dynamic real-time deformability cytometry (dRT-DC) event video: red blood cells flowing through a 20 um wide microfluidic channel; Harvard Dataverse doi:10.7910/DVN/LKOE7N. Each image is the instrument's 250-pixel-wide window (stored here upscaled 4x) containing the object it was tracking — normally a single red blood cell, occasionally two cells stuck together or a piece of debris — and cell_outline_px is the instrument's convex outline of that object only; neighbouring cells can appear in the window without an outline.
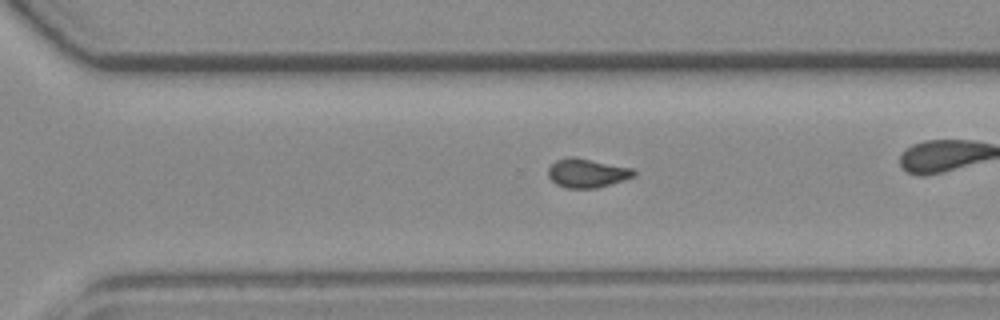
{"species": "common noctule bat (a hibernating species)", "species_latin": "Nyctalus noctula", "temperature_condition": "room temperature", "stored_images_in_passage": 41, "camera_frame_rate_fps": 3000, "um_per_image_px": 0.085, "animal": {"sex": "female", "body_mass_g": 19.3, "forearm_length_mm": 54.1}, "frame": {"image": 1, "passage_image": 35, "time_ms": 11.333, "image_size_px": [1000, 320], "cell_outline_px": [[636, 176], [624, 180], [596, 188], [568, 188], [556, 184], [548, 176], [548, 168], [556, 160], [568, 156], [572, 156], [632, 168], [636, 172]], "centroid_in_image_um": [49.89, 14.71], "position_along_channel_um": 320.7, "area_um2": 14.39}}